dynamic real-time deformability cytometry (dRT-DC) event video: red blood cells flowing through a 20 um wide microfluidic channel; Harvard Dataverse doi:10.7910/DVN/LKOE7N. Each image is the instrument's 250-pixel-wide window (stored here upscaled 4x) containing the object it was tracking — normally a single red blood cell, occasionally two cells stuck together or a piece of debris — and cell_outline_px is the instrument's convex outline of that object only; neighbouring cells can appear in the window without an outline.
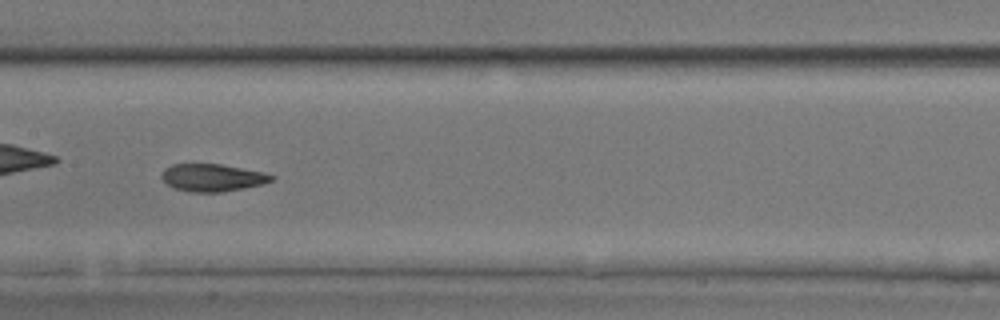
{"species": "common noctule bat (a hibernating species)", "species_latin": "Nyctalus noctula", "temperature_condition": "room temperature", "stored_images_in_passage": 47, "camera_frame_rate_fps": 3000, "um_per_image_px": 0.085, "animal": {"sex": "male", "body_mass_g": 17.9, "forearm_length_mm": 54.2}, "frame": {"image": 1, "passage_image": 27, "time_ms": 8.667, "image_size_px": [1000, 320], "cell_outline_px": [[276, 176], [272, 180], [264, 184], [224, 192], [188, 192], [172, 188], [160, 176], [164, 168], [172, 164], [220, 164], [264, 172]], "centroid_in_image_um": [18.05, 15.1], "position_along_channel_um": 189.4, "area_um2": 17.74}}
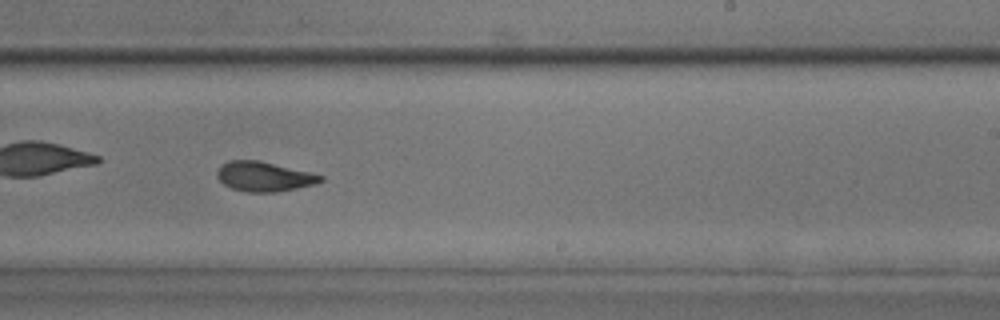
{"frame": {"image": 2, "passage_image": 33, "time_ms": 10.667, "image_size_px": [1000, 320], "cell_outline_px": [[324, 180], [316, 184], [276, 192], [248, 192], [232, 188], [224, 184], [216, 176], [216, 172], [220, 164], [228, 160], [260, 160], [324, 176]], "centroid_in_image_um": [22.41, 15.0], "position_along_channel_um": 266.6, "area_um2": 17.92}}